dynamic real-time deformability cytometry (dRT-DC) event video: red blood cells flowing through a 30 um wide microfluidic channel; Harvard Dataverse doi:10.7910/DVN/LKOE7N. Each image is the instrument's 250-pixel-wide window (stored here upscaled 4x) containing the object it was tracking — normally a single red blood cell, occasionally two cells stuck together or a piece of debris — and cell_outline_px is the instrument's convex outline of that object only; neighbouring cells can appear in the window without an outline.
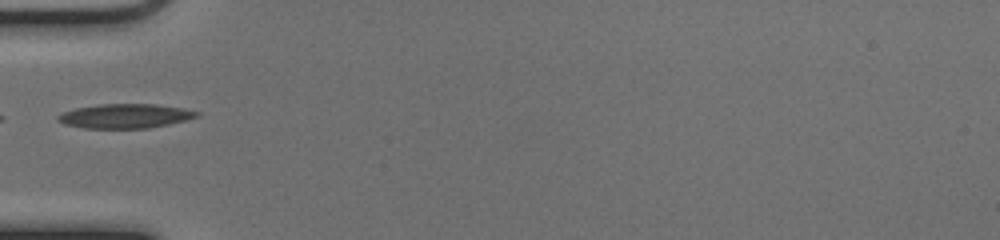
{"species": "common noctule bat (a hibernating species)", "species_latin": "Nyctalus noctula", "temperature_condition": "cold", "stored_images_in_passage": 32, "camera_frame_rate_fps": 3000, "um_per_image_px": 0.085, "animal": {"sex": "female", "body_mass_g": 17.0, "forearm_length_mm": 48.0}, "frame": {"image": 1, "passage_image": 1, "time_ms": 0.0, "image_size_px": [1000, 240], "cell_outline_px": [[200, 116], [168, 124], [148, 128], [84, 128], [64, 124], [56, 120], [56, 116], [60, 112], [76, 108], [100, 104], [156, 104], [184, 108], [200, 112]], "centroid_in_image_um": [10.6, 9.86], "position_along_channel_um": 74.4, "area_um2": 19.77}}
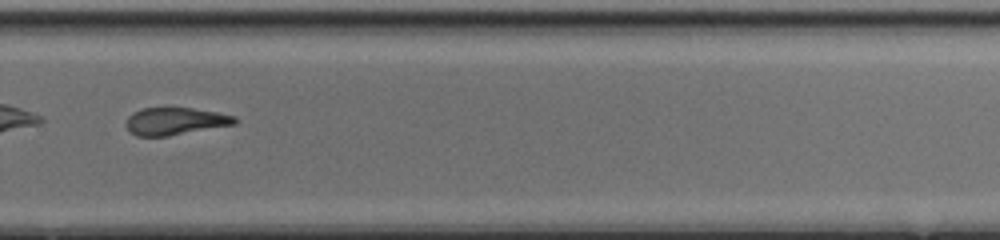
{"frame": {"image": 2, "passage_image": 19, "time_ms": 6.0, "image_size_px": [1000, 240], "cell_outline_px": [[236, 124], [168, 136], [136, 136], [124, 124], [128, 116], [132, 112], [140, 108], [192, 108], [216, 112], [236, 116]], "centroid_in_image_um": [14.86, 10.3], "position_along_channel_um": 314.9, "area_um2": 17.34}}